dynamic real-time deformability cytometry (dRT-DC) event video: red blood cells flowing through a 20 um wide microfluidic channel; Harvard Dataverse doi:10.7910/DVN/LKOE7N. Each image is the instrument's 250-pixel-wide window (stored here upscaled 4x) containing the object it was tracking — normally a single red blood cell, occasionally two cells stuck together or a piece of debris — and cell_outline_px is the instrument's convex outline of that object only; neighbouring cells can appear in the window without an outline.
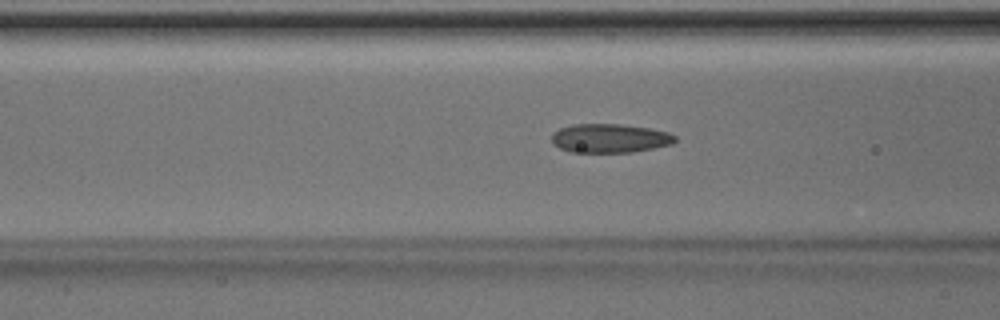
{"species": "Egyptian fruit bat (a non-hibernating species)", "species_latin": "Rousettus aegyptiacus", "temperature_condition": "room temperature", "stored_images_in_passage": 35, "camera_frame_rate_fps": 3000, "um_per_image_px": 0.085, "animal": {"sex": "male"}, "frame": {"image": 1, "passage_image": 5, "time_ms": 1.333, "image_size_px": [1000, 320], "cell_outline_px": [[676, 140], [672, 144], [632, 152], [572, 152], [560, 148], [552, 144], [552, 132], [560, 128], [572, 124], [620, 124], [648, 128], [668, 132], [676, 136]], "centroid_in_image_um": [51.81, 11.75], "position_along_channel_um": 114.8, "area_um2": 20.75}}
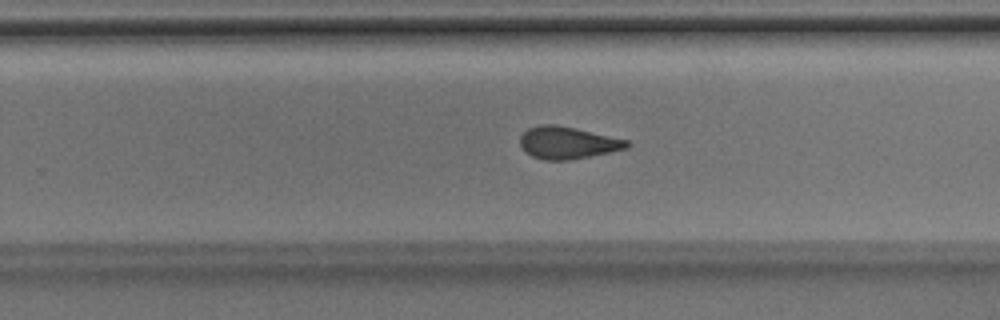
{"frame": {"image": 2, "passage_image": 17, "time_ms": 5.333, "image_size_px": [1000, 320], "cell_outline_px": [[632, 144], [628, 148], [568, 160], [544, 160], [532, 156], [520, 144], [520, 136], [528, 128], [540, 124], [556, 124], [576, 128], [628, 140]], "centroid_in_image_um": [48.25, 12.12], "position_along_channel_um": 281.5, "area_um2": 19.88}}
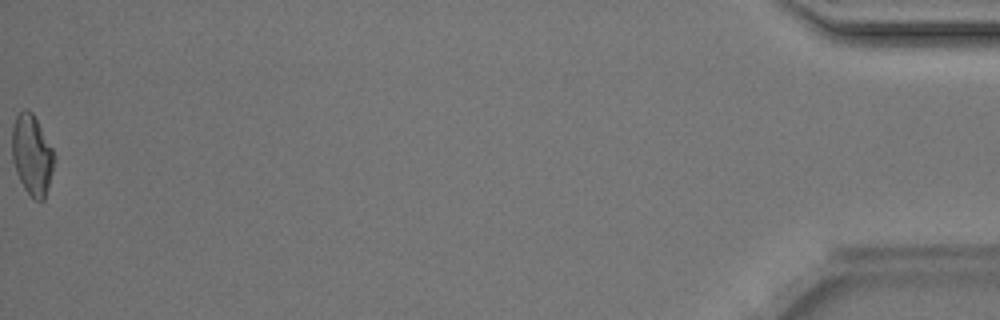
{"frame": {"image": 3, "passage_image": 35, "time_ms": 11.333, "image_size_px": [1000, 320], "cell_outline_px": [[52, 172], [44, 200], [36, 200], [24, 188], [16, 172], [12, 160], [12, 124], [16, 116], [24, 108], [28, 108], [32, 112], [52, 148]], "centroid_in_image_um": [2.67, 13.13], "position_along_channel_um": 432.5, "area_um2": 19.31}, "authors_computed_cell_mechanics": {"area_um2": 19.941, "velocity_mm_per_s": 4.1842, "shape_relaxation_time_tau1_ms": 7.4706, "shape_relaxation_time_tau2_ms": 2.2638, "deformation_change_tau1": 0.1753, "deformation_change_tau2": 0.0811}}